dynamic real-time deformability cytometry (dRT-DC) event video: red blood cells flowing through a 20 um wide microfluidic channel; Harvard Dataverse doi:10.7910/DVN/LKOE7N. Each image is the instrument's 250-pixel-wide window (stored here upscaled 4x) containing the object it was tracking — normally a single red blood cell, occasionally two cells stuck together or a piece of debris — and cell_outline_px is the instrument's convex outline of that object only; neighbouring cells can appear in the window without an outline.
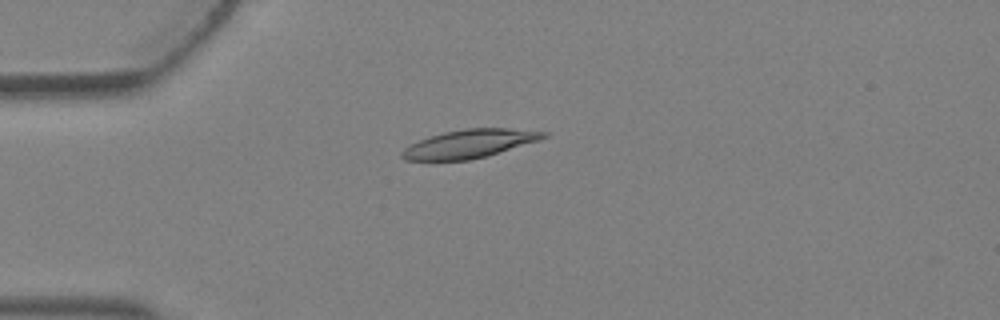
{"species": "Egyptian fruit bat (a non-hibernating species)", "species_latin": "Rousettus aegyptiacus", "temperature_condition": "warm", "stored_images_in_passage": 2, "camera_frame_rate_fps": 3000, "um_per_image_px": 0.085, "animal": {"sex": "female"}, "frame": {"image": 1, "passage_image": 2, "time_ms": 0.333, "image_size_px": [1000, 320], "cell_outline_px": [[548, 136], [540, 140], [484, 156], [468, 160], [404, 160], [400, 156], [400, 152], [404, 148], [420, 140], [444, 132], [464, 128], [508, 128], [548, 132]], "centroid_in_image_um": [39.9, 12.21], "position_along_channel_um": 45.1, "area_um2": 23.06}}